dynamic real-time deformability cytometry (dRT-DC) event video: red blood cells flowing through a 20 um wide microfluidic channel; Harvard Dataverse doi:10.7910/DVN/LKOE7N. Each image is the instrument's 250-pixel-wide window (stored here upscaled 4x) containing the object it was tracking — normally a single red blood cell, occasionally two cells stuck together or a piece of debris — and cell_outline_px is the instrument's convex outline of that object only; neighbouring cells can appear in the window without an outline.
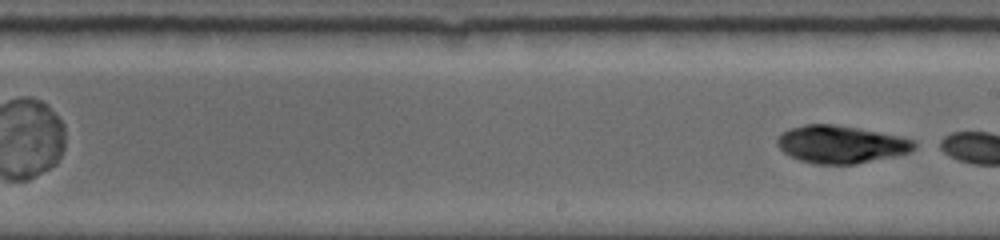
{"species": "common noctule bat (a hibernating species)", "species_latin": "Nyctalus noctula", "temperature_condition": "room temperature", "stored_images_in_passage": 16, "camera_frame_rate_fps": 5000, "um_per_image_px": 0.085, "animal": {"sex": "female", "body_mass_g": 19.0, "forearm_length_mm": 56.7}, "frame": {"image": 1, "passage_image": 16, "time_ms": 8.0, "image_size_px": [1000, 240], "cell_outline_px": [[916, 148], [908, 152], [892, 156], [856, 164], [816, 164], [800, 160], [788, 156], [776, 144], [776, 140], [784, 132], [792, 128], [804, 124], [832, 124], [856, 128], [896, 136], [912, 140], [916, 144]], "centroid_in_image_um": [71.42, 12.28], "position_along_channel_um": 217.6, "area_um2": 29.48}}